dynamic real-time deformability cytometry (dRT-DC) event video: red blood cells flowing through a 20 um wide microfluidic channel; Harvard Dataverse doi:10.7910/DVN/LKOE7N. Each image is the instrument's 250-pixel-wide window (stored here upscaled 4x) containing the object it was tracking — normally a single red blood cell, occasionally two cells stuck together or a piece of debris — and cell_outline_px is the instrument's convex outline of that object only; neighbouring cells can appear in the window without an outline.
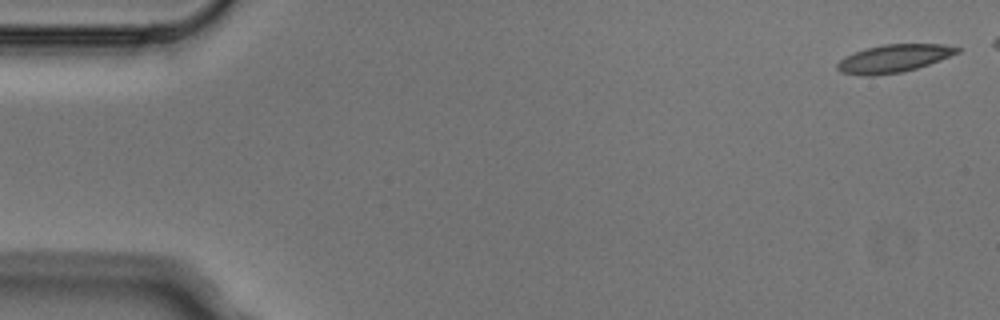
{"species": "Egyptian fruit bat (a non-hibernating species)", "species_latin": "Rousettus aegyptiacus", "temperature_condition": "cold", "stored_images_in_passage": 5, "camera_frame_rate_fps": 3000, "um_per_image_px": 0.085, "animal": {"sex": "male"}, "frame": {"image": 1, "passage_image": 1, "time_ms": 0.0, "image_size_px": [1000, 320], "cell_outline_px": [[960, 52], [940, 60], [916, 68], [900, 72], [872, 76], [864, 76], [840, 72], [836, 68], [836, 64], [844, 56], [864, 48], [884, 44], [944, 44], [960, 48]], "centroid_in_image_um": [75.93, 4.96], "position_along_channel_um": 9.1, "area_um2": 19.48}}